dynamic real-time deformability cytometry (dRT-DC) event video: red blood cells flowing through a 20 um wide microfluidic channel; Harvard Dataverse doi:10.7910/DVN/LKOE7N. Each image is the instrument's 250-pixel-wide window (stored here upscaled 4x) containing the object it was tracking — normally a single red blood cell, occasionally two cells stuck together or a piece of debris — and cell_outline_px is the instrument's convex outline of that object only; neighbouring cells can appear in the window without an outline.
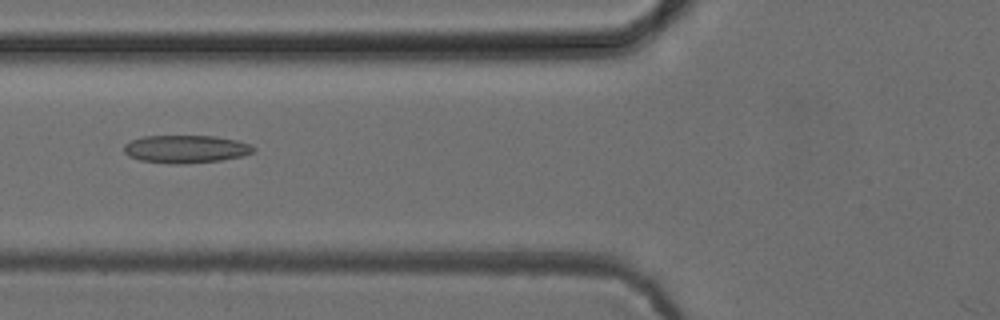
{"species": "common noctule bat (a hibernating species)", "species_latin": "Nyctalus noctula", "temperature_condition": "cold", "stored_images_in_passage": 37, "camera_frame_rate_fps": 3000, "um_per_image_px": 0.085, "animal": {"sex": "female", "body_mass_g": 24.6, "forearm_length_mm": 56.2}, "frame": {"image": 1, "passage_image": 8, "time_ms": 2.333, "image_size_px": [1000, 320], "cell_outline_px": [[256, 152], [244, 156], [220, 160], [184, 164], [168, 164], [140, 160], [128, 156], [124, 152], [124, 144], [140, 136], [216, 136], [236, 140], [248, 144], [256, 148]], "centroid_in_image_um": [15.79, 12.67], "position_along_channel_um": 110.0, "area_um2": 21.21}}
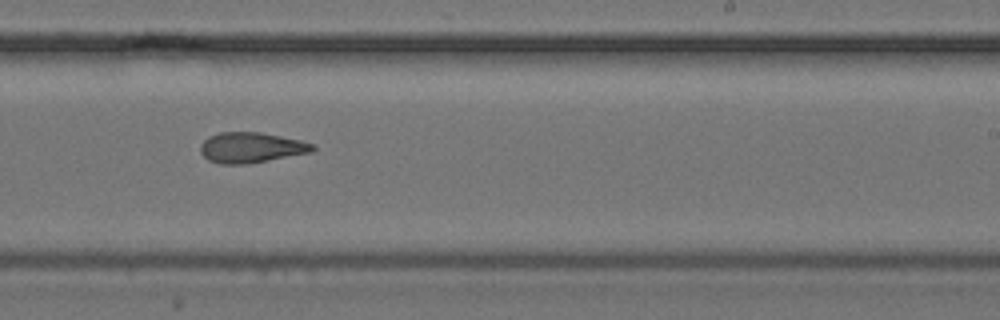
{"frame": {"image": 2, "passage_image": 20, "time_ms": 6.333, "image_size_px": [1000, 320], "cell_outline_px": [[316, 148], [312, 152], [244, 164], [220, 164], [208, 160], [200, 152], [200, 144], [208, 136], [220, 132], [260, 132], [300, 140], [316, 144]], "centroid_in_image_um": [21.33, 12.53], "position_along_channel_um": 267.7, "area_um2": 19.88}}
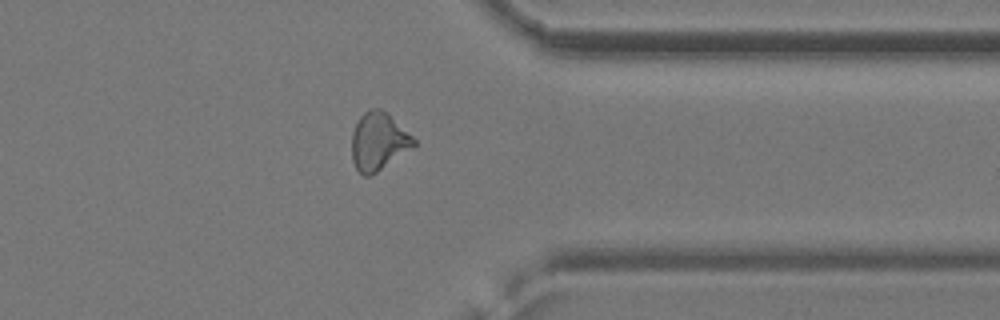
{"frame": {"image": 3, "passage_image": 29, "time_ms": 9.333, "image_size_px": [1000, 320], "cell_outline_px": [[416, 144], [372, 176], [364, 176], [356, 168], [352, 160], [352, 132], [360, 116], [364, 112], [372, 108], [380, 108], [412, 136], [416, 140]], "centroid_in_image_um": [32.13, 12.04], "position_along_channel_um": 379.3, "area_um2": 20.46}}